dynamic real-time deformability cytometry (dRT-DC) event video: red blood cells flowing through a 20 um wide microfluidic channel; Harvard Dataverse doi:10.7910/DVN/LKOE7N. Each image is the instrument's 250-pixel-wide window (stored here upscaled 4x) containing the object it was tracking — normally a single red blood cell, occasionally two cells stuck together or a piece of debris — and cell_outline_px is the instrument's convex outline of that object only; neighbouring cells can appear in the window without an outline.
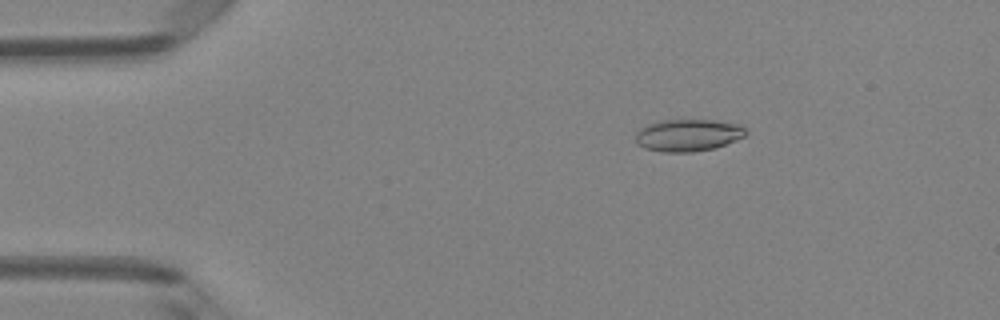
{"species": "Egyptian fruit bat (a non-hibernating species)", "species_latin": "Rousettus aegyptiacus", "temperature_condition": "room temperature", "stored_images_in_passage": 6, "camera_frame_rate_fps": 3000, "um_per_image_px": 0.085, "animal": {"sex": "female"}, "frame": {"image": 1, "passage_image": 3, "time_ms": 0.667, "image_size_px": [1000, 320], "cell_outline_px": [[748, 132], [744, 136], [736, 140], [716, 148], [692, 152], [660, 152], [644, 148], [636, 144], [636, 132], [640, 128], [648, 124], [660, 120], [680, 116], [716, 120], [740, 124]], "centroid_in_image_um": [58.47, 11.44], "position_along_channel_um": 26.5, "area_um2": 21.68}}
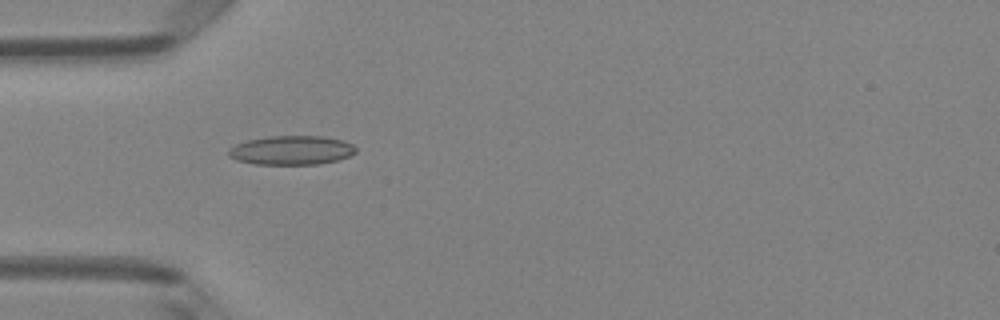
{"frame": {"image": 2, "passage_image": 5, "time_ms": 1.333, "image_size_px": [1000, 320], "cell_outline_px": [[356, 152], [348, 156], [336, 160], [316, 164], [252, 164], [236, 160], [228, 156], [228, 148], [236, 144], [248, 140], [268, 136], [324, 136], [344, 140], [352, 144], [356, 148]], "centroid_in_image_um": [24.75, 12.76], "position_along_channel_um": 60.3, "area_um2": 21.62}}
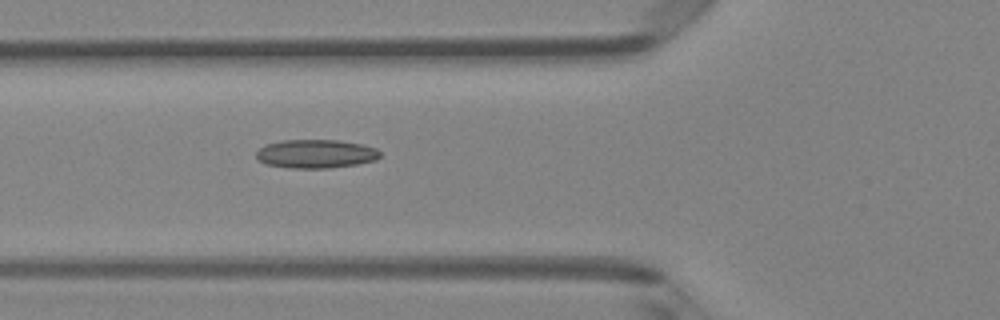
{"frame": {"image": 3, "passage_image": 6, "time_ms": 1.667, "image_size_px": [1000, 320], "cell_outline_px": [[380, 156], [376, 160], [356, 164], [328, 168], [288, 168], [264, 164], [256, 160], [256, 152], [264, 144], [284, 140], [340, 140], [364, 144], [376, 148], [380, 152]], "centroid_in_image_um": [26.82, 13.07], "position_along_channel_um": 99.0, "area_um2": 20.92}}